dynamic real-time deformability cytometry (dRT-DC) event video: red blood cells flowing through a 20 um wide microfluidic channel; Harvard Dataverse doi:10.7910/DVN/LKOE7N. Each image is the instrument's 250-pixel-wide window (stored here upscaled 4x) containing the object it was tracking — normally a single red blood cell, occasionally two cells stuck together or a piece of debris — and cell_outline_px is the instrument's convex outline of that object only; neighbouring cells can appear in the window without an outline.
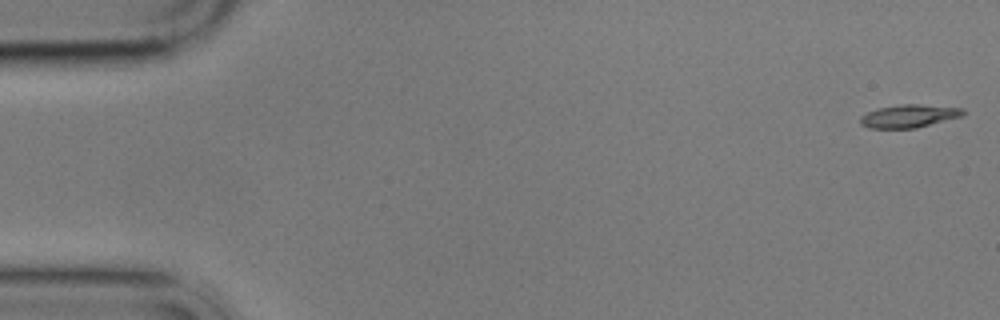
{"species": "common noctule bat (a hibernating species)", "species_latin": "Nyctalus noctula", "temperature_condition": "cold", "stored_images_in_passage": 5, "camera_frame_rate_fps": 3000, "um_per_image_px": 0.085, "animal": {"sex": "male", "body_mass_g": 17.9}, "frame": {"image": 1, "passage_image": 1, "time_ms": 0.0, "image_size_px": [1000, 320], "cell_outline_px": [[968, 112], [964, 116], [916, 128], [868, 128], [860, 124], [860, 116], [876, 108], [900, 104], [920, 104], [964, 108]], "centroid_in_image_um": [77.31, 9.86], "position_along_channel_um": 7.7, "area_um2": 14.05}}
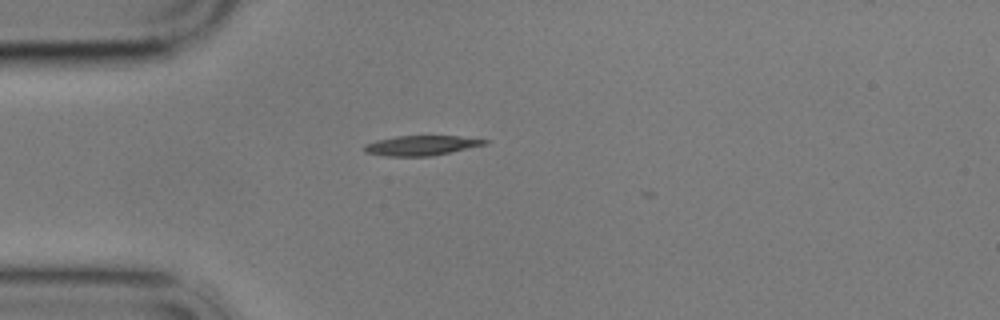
{"frame": {"image": 2, "passage_image": 5, "time_ms": 4.667, "image_size_px": [1000, 320], "cell_outline_px": [[488, 144], [432, 156], [384, 156], [364, 152], [364, 144], [376, 140], [396, 136], [460, 136], [488, 140]], "centroid_in_image_um": [35.79, 12.36], "position_along_channel_um": 49.2, "area_um2": 13.99}}